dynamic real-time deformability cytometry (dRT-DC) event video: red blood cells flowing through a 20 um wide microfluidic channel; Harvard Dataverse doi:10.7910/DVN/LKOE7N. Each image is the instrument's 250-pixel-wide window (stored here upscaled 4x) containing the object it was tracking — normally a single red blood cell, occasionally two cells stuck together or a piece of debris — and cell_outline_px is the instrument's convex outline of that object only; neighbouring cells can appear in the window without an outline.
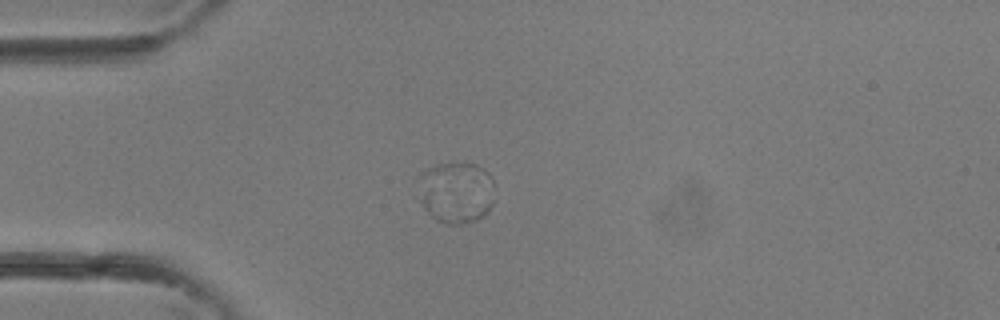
{"species": "common noctule bat (a hibernating species)", "species_latin": "Nyctalus noctula", "temperature_condition": "room temperature", "stored_images_in_passage": 2, "segment_of_instrument_passage": [2, 2], "camera_frame_rate_fps": 3000, "um_per_image_px": 0.085, "animal": {"sex": "female"}, "frame": {"image": 1, "passage_image": 2, "time_ms": 0.333, "image_size_px": [1000, 320], "cell_outline_px": [[492, 204], [484, 216], [476, 220], [460, 224], [444, 224], [436, 220], [420, 204], [424, 196], [428, 196], [492, 200]], "centroid_in_image_um": [38.72, 17.77], "position_along_channel_um": 46.3, "area_um2": 10.64}}